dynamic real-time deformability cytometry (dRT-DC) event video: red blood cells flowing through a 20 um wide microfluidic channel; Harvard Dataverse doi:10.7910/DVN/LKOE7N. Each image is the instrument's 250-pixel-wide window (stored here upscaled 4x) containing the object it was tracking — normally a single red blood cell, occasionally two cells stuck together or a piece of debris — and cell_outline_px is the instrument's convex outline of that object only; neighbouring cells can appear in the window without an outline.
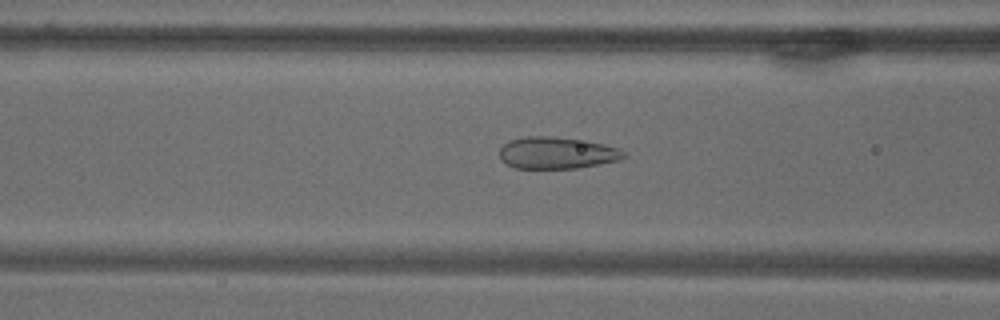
{"species": "common noctule bat (a hibernating species)", "species_latin": "Nyctalus noctula", "temperature_condition": "warm", "stored_images_in_passage": 72, "camera_frame_rate_fps": 3000, "um_per_image_px": 0.085, "animal": {"sex": "male", "body_mass_g": 18.8}, "frame": {"image": 1, "passage_image": 30, "time_ms": 9.667, "image_size_px": [1000, 320], "cell_outline_px": [[624, 156], [620, 160], [576, 168], [516, 168], [500, 160], [500, 148], [508, 140], [524, 136], [552, 136], [604, 144], [620, 148], [624, 152]], "centroid_in_image_um": [47.3, 12.99], "position_along_channel_um": 119.3, "area_um2": 22.89}}
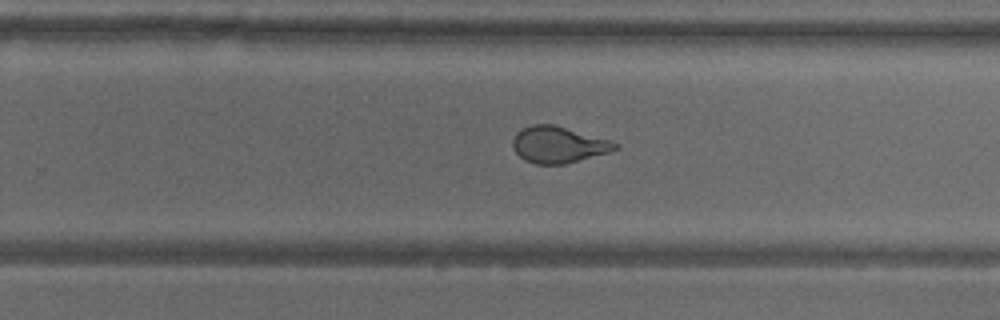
{"frame": {"image": 2, "passage_image": 47, "time_ms": 15.333, "image_size_px": [1000, 320], "cell_outline_px": [[620, 148], [608, 152], [564, 164], [536, 164], [524, 160], [512, 148], [512, 140], [516, 132], [532, 124], [552, 124], [608, 140], [620, 144]], "centroid_in_image_um": [47.42, 12.3], "position_along_channel_um": 282.4, "area_um2": 21.44}}
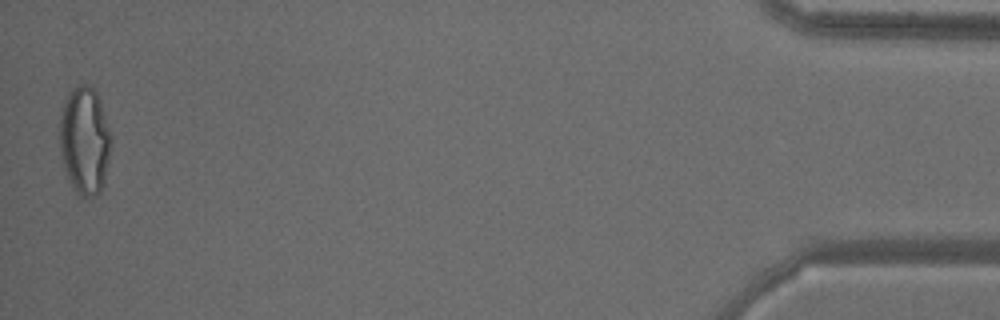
{"frame": {"image": 3, "passage_image": 71, "time_ms": 23.333, "image_size_px": [1000, 320], "cell_outline_px": [[112, 140], [104, 184], [100, 192], [96, 196], [80, 200], [68, 180], [64, 168], [60, 152], [60, 116], [68, 92], [72, 88], [80, 84], [88, 84], [96, 92], [100, 100]], "centroid_in_image_um": [7.19, 12.01], "position_along_channel_um": 428.0, "area_um2": 32.71}}